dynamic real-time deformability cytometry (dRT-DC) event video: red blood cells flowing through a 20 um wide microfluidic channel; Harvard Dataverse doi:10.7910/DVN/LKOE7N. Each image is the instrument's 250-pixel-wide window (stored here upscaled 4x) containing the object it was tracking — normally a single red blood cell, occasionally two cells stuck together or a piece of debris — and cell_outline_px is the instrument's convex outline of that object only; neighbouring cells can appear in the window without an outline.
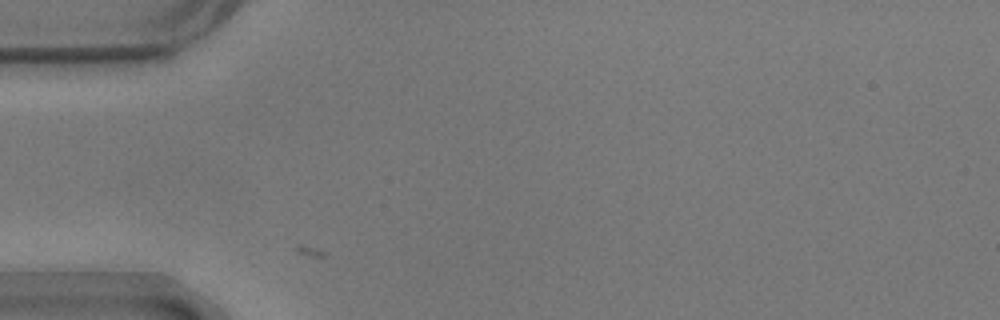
{"species": "common noctule bat (a hibernating species)", "species_latin": "Nyctalus noctula", "temperature_condition": "warm", "stored_images_in_passage": 3, "camera_frame_rate_fps": 3000, "um_per_image_px": 0.085, "animal": {"sex": "male", "body_mass_g": 17.9}, "frame": {"image": 1, "passage_image": 3, "time_ms": 0.667, "image_size_px": [1000, 320], "cell_outline_px": [[268, 248], [260, 268], [232, 296], [216, 284], [216, 280], [224, 224], [232, 200], [236, 200], [248, 208], [264, 236]], "centroid_in_image_um": [20.38, 21.16], "position_along_channel_um": 64.6, "area_um2": 22.54}}